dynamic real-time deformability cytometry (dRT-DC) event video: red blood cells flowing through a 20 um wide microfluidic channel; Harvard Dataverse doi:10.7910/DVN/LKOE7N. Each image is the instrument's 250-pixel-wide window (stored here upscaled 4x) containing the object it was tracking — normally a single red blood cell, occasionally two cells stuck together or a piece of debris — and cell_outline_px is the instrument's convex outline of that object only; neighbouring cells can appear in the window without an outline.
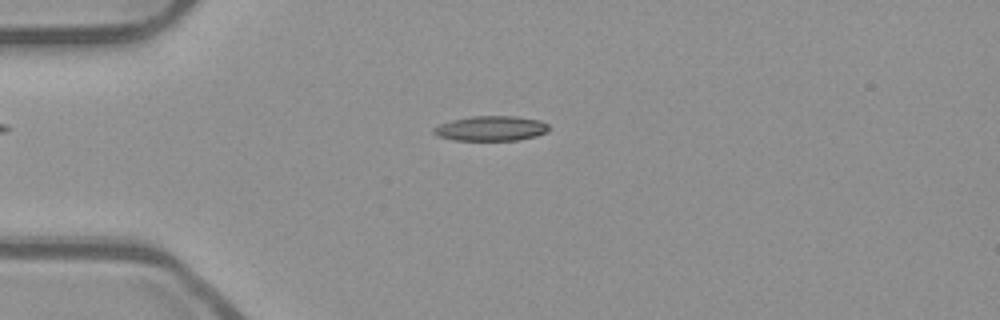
{"species": "common noctule bat (a hibernating species)", "species_latin": "Nyctalus noctula", "temperature_condition": "room temperature", "stored_images_in_passage": 43, "camera_frame_rate_fps": 3000, "um_per_image_px": 0.085, "animal": {"sex": "male", "body_mass_g": 23.1, "forearm_length_mm": 52.7}, "frame": {"image": 1, "passage_image": 4, "time_ms": 1.0, "image_size_px": [1000, 320], "cell_outline_px": [[548, 132], [536, 136], [516, 140], [456, 140], [440, 136], [432, 132], [432, 128], [440, 124], [452, 120], [476, 116], [516, 116], [540, 120], [548, 124]], "centroid_in_image_um": [41.76, 10.91], "position_along_channel_um": 43.2, "area_um2": 16.59}}
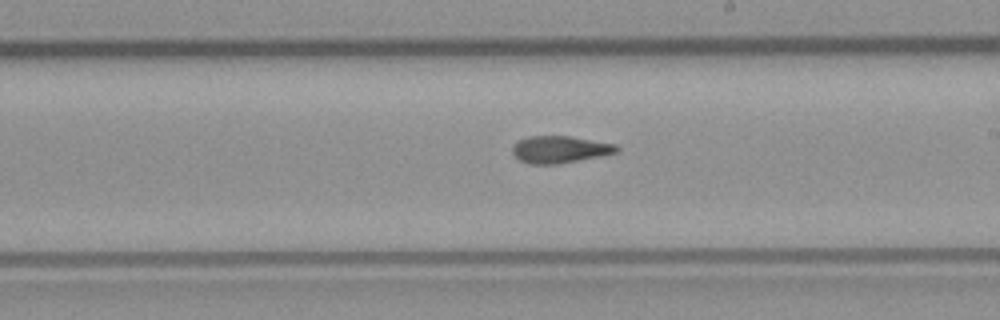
{"frame": {"image": 2, "passage_image": 21, "time_ms": 6.667, "image_size_px": [1000, 320], "cell_outline_px": [[620, 148], [616, 152], [600, 156], [556, 164], [528, 164], [520, 160], [512, 152], [512, 148], [520, 140], [528, 136], [568, 136], [616, 144]], "centroid_in_image_um": [47.58, 12.7], "position_along_channel_um": 241.4, "area_um2": 16.18}}
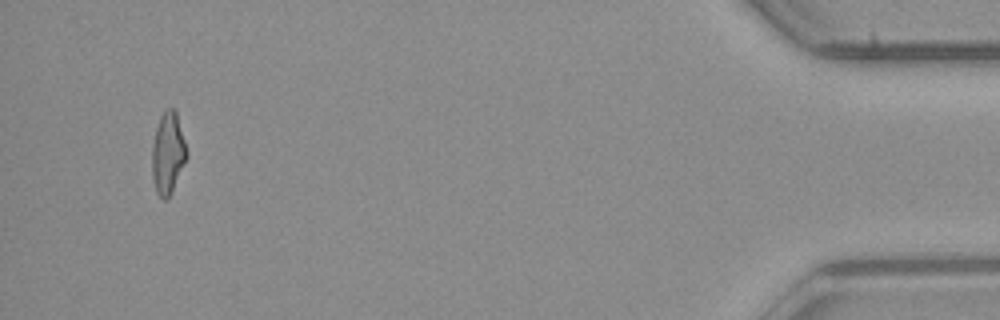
{"frame": {"image": 3, "passage_image": 41, "time_ms": 13.333, "image_size_px": [1000, 320], "cell_outline_px": [[188, 156], [168, 196], [164, 200], [156, 192], [152, 180], [152, 144], [156, 128], [160, 116], [168, 108], [172, 108], [176, 112], [188, 152]], "centroid_in_image_um": [14.26, 13.0], "position_along_channel_um": 420.9, "area_um2": 16.18}, "authors_computed_cell_mechanics": {"area_um2": 16.5886, "velocity_mm_per_s": 3.909, "shape_relaxation_time_tau1_ms": null, "shape_relaxation_time_tau2_ms": 3.3442, "deformation_change_tau1": null, "deformation_change_tau2": 0.1109}}